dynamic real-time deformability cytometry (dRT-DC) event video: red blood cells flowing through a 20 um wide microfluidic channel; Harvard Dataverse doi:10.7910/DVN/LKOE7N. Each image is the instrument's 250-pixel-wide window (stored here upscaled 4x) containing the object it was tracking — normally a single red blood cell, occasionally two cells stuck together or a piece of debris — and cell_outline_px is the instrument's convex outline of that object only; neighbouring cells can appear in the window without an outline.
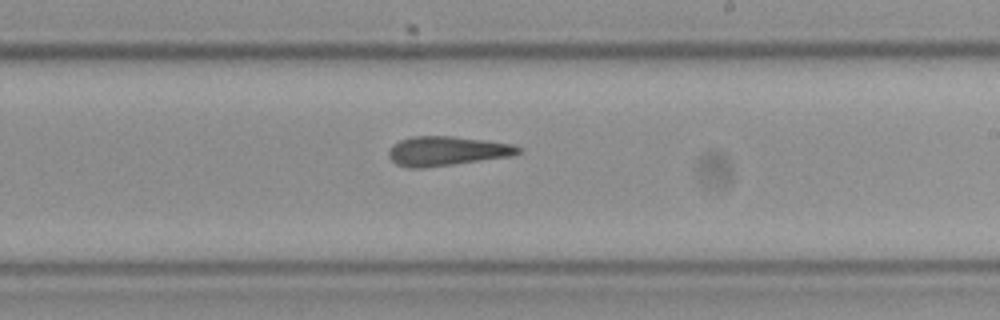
{"species": "Egyptian fruit bat (a non-hibernating species)", "species_latin": "Rousettus aegyptiacus", "temperature_condition": "cold", "stored_images_in_passage": 7, "segment_of_instrument_passage": [1, 2], "camera_frame_rate_fps": 3000, "um_per_image_px": 0.085, "frame": {"image": 1, "passage_image": 6, "time_ms": 1.667, "image_size_px": [1000, 320], "cell_outline_px": [[524, 148], [520, 152], [512, 156], [424, 168], [408, 168], [396, 164], [388, 156], [388, 152], [392, 144], [400, 140], [412, 136], [452, 136], [484, 140], [512, 144]], "centroid_in_image_um": [37.97, 12.83], "position_along_channel_um": 251.0, "area_um2": 22.25}}